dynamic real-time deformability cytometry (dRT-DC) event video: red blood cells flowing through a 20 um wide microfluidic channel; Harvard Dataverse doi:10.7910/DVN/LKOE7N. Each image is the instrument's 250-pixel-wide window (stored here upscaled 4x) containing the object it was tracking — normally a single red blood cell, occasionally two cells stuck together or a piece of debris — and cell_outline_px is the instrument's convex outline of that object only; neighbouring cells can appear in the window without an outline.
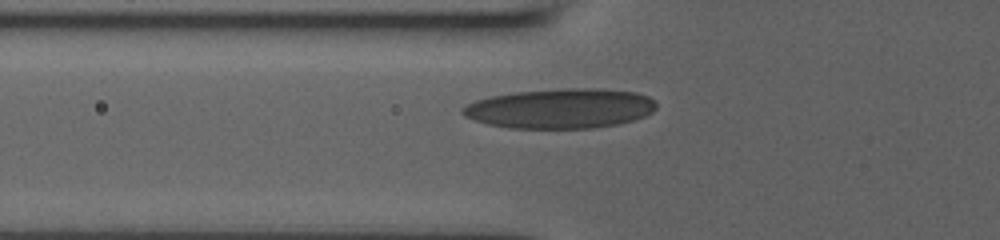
{"species": "human", "species_latin": "Homo sapiens", "temperature_condition": "room temperature", "stored_images_in_passage": 8, "camera_frame_rate_fps": 3000, "um_per_image_px": 0.085, "donor": {"sex": "male"}, "frame": {"image": 1, "passage_image": 7, "time_ms": 3.0, "image_size_px": [1000, 240], "cell_outline_px": [[656, 108], [652, 112], [644, 116], [632, 120], [616, 124], [592, 128], [512, 128], [488, 124], [464, 116], [460, 112], [460, 108], [476, 100], [492, 96], [516, 92], [564, 88], [596, 88], [636, 92], [648, 96], [656, 100]], "centroid_in_image_um": [47.65, 9.21], "position_along_channel_um": 78.2, "area_um2": 44.85}}